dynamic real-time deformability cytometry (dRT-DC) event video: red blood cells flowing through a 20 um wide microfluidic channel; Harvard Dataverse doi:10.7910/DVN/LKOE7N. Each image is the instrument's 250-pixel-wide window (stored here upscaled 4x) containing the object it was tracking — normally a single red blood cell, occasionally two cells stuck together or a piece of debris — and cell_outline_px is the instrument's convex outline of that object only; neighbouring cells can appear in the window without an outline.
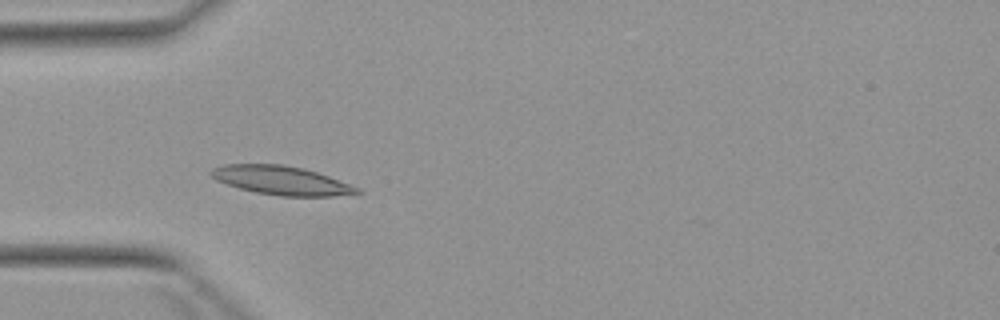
{"species": "Egyptian fruit bat (a non-hibernating species)", "species_latin": "Rousettus aegyptiacus", "temperature_condition": "warm", "stored_images_in_passage": 3, "camera_frame_rate_fps": 3000, "um_per_image_px": 0.085, "animal": {"sex": "female"}, "frame": {"image": 1, "passage_image": 2, "time_ms": 1.0, "image_size_px": [1000, 320], "cell_outline_px": [[364, 192], [332, 196], [280, 196], [256, 192], [240, 188], [216, 180], [208, 172], [212, 168], [224, 164], [284, 164], [304, 168], [328, 176], [360, 188]], "centroid_in_image_um": [23.91, 15.33], "position_along_channel_um": 61.1, "area_um2": 24.39}}
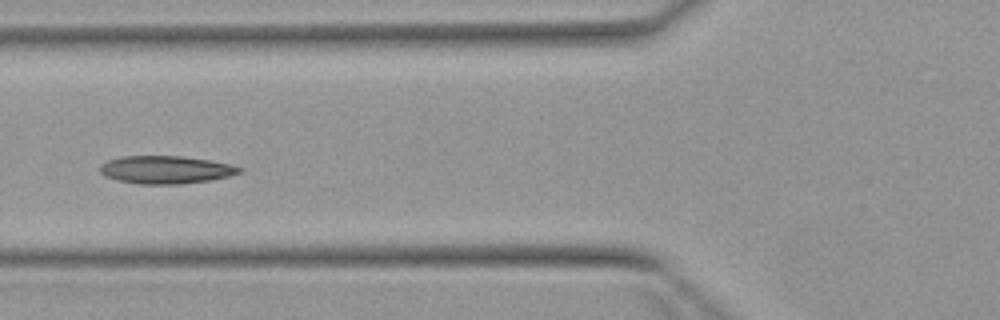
{"frame": {"image": 2, "passage_image": 3, "time_ms": 2.333, "image_size_px": [1000, 320], "cell_outline_px": [[244, 168], [240, 172], [228, 176], [208, 180], [180, 184], [136, 184], [116, 180], [104, 176], [100, 172], [100, 164], [108, 160], [124, 156], [184, 156], [232, 164]], "centroid_in_image_um": [14.06, 14.42], "position_along_channel_um": 111.7, "area_um2": 22.66}}